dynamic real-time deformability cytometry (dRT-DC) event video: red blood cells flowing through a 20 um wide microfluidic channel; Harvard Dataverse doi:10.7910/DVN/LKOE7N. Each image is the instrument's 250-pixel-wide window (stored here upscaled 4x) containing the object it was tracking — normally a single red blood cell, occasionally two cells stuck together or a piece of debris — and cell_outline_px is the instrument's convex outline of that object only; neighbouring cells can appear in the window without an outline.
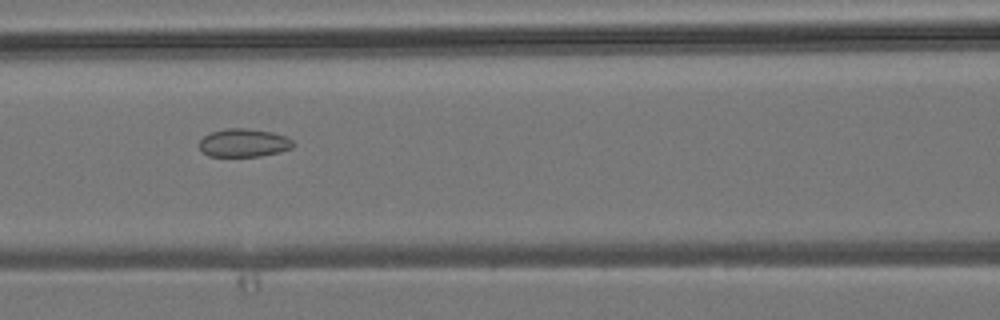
{"species": "common noctule bat (a hibernating species)", "species_latin": "Nyctalus noctula", "temperature_condition": "room temperature", "stored_images_in_passage": 6, "camera_frame_rate_fps": 3000, "um_per_image_px": 0.085, "animal": {"sex": "male", "body_mass_g": 19.2, "forearm_length_mm": 51.8}, "frame": {"image": 1, "passage_image": 5, "time_ms": 5.667, "image_size_px": [1000, 320], "cell_outline_px": [[296, 144], [292, 148], [280, 152], [260, 156], [208, 156], [200, 148], [200, 140], [204, 136], [212, 132], [224, 128], [244, 128], [272, 132], [284, 136], [292, 140]], "centroid_in_image_um": [20.74, 12.14], "position_along_channel_um": 145.9, "area_um2": 15.37}}
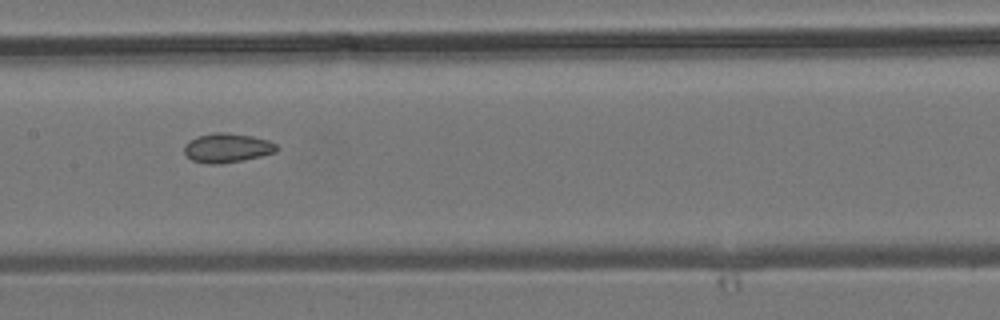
{"frame": {"image": 2, "passage_image": 6, "time_ms": 6.667, "image_size_px": [1000, 320], "cell_outline_px": [[280, 148], [276, 152], [260, 156], [220, 164], [208, 164], [192, 160], [184, 152], [184, 144], [188, 140], [196, 136], [216, 132], [228, 132], [252, 136], [268, 140], [276, 144]], "centroid_in_image_um": [19.29, 12.56], "position_along_channel_um": 188.1, "area_um2": 15.84}}